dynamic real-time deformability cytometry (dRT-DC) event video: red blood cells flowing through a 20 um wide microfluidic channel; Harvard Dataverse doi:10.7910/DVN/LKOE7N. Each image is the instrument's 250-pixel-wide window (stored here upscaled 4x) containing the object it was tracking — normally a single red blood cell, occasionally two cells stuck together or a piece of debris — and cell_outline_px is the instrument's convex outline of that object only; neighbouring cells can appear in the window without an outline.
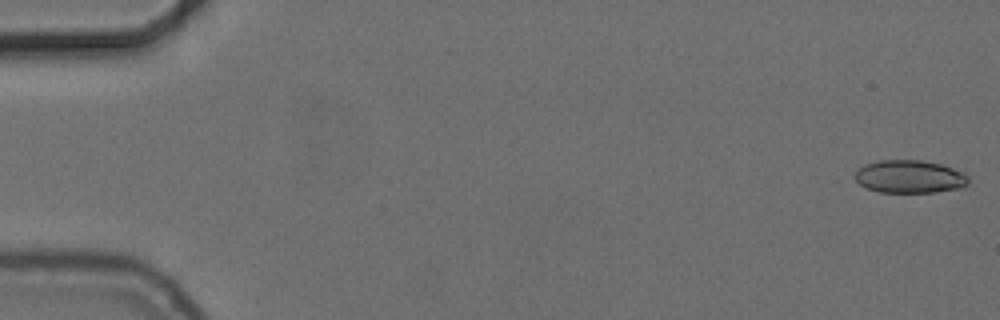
{"species": "common noctule bat (a hibernating species)", "species_latin": "Nyctalus noctula", "temperature_condition": "cold", "stored_images_in_passage": 55, "camera_frame_rate_fps": 3000, "um_per_image_px": 0.085, "animal": {"sex": "female", "body_mass_g": 24.6, "forearm_length_mm": 56.2}, "frame": {"image": 1, "passage_image": 1, "time_ms": 0.0, "image_size_px": [1000, 320], "cell_outline_px": [[968, 184], [960, 188], [936, 192], [880, 192], [868, 188], [860, 184], [852, 176], [864, 164], [880, 160], [920, 160], [940, 164], [964, 172], [968, 176]], "centroid_in_image_um": [77.32, 15.01], "position_along_channel_um": 7.7, "area_um2": 21.73}}
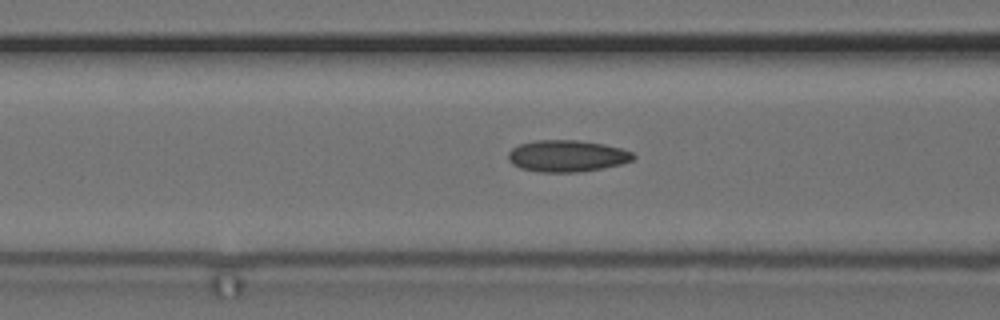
{"frame": {"image": 2, "passage_image": 22, "time_ms": 7.0, "image_size_px": [1000, 320], "cell_outline_px": [[636, 156], [632, 160], [620, 164], [604, 168], [580, 172], [540, 172], [520, 168], [512, 164], [508, 160], [508, 152], [512, 148], [520, 144], [536, 140], [576, 140], [604, 144], [620, 148], [632, 152]], "centroid_in_image_um": [48.18, 13.26], "position_along_channel_um": 118.4, "area_um2": 23.12}}
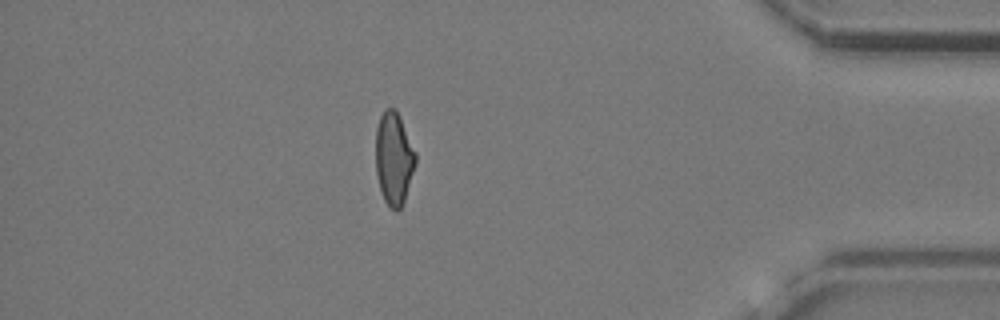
{"frame": {"image": 3, "passage_image": 48, "time_ms": 15.667, "image_size_px": [1000, 320], "cell_outline_px": [[416, 164], [404, 200], [400, 208], [396, 212], [384, 200], [380, 188], [376, 172], [376, 128], [380, 116], [384, 108], [392, 108], [396, 112], [416, 152]], "centroid_in_image_um": [33.47, 13.48], "position_along_channel_um": 401.7, "area_um2": 21.15}, "authors_computed_cell_mechanics": {"area_um2": 21.9062, "velocity_mm_per_s": 3.738, "shape_relaxation_time_tau1_ms": null, "shape_relaxation_time_tau2_ms": 2.6308, "deformation_change_tau1": null, "deformation_change_tau2": 0.0908}}